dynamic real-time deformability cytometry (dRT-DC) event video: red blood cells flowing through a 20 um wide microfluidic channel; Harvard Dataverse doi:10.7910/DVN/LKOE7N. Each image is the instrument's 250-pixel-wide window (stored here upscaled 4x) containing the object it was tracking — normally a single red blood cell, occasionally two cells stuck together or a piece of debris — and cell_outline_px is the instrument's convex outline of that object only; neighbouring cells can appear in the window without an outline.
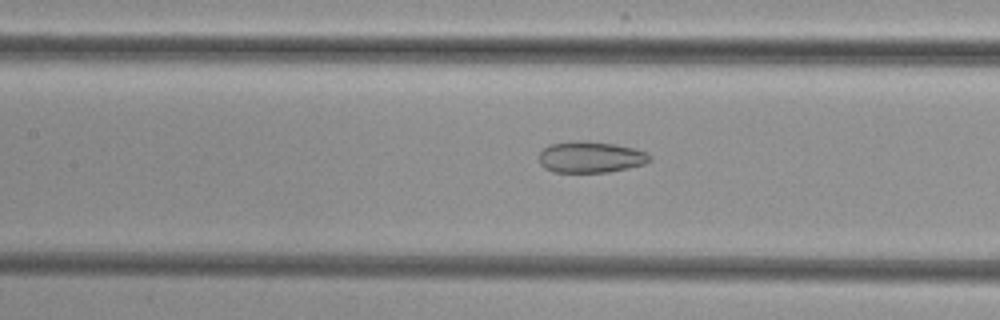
{"species": "common noctule bat (a hibernating species)", "species_latin": "Nyctalus noctula", "temperature_condition": "cold", "stored_images_in_passage": 46, "camera_frame_rate_fps": 3000, "um_per_image_px": 0.085, "animal": {"sex": "female", "body_mass_g": 29.2, "forearm_length_mm": 56.3}, "frame": {"image": 1, "passage_image": 18, "time_ms": 5.667, "image_size_px": [1000, 320], "cell_outline_px": [[652, 160], [644, 164], [628, 168], [608, 172], [552, 172], [544, 168], [540, 164], [540, 152], [548, 144], [576, 140], [588, 140], [616, 144], [632, 148], [644, 152], [652, 156]], "centroid_in_image_um": [50.18, 13.34], "position_along_channel_um": 157.2, "area_um2": 20.4}}
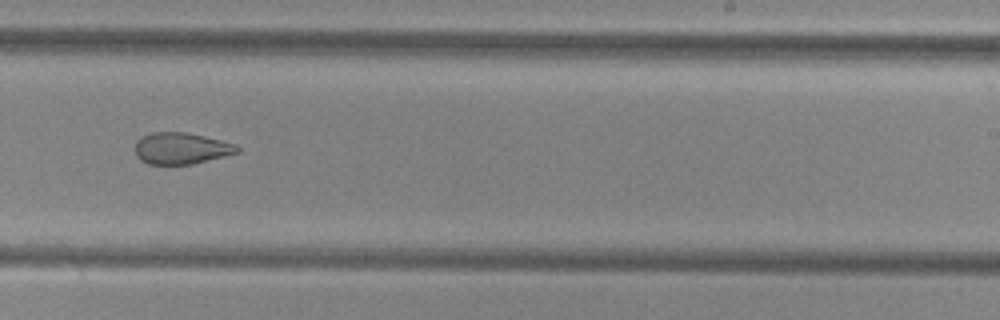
{"frame": {"image": 2, "passage_image": 27, "time_ms": 8.667, "image_size_px": [1000, 320], "cell_outline_px": [[240, 152], [192, 164], [148, 164], [140, 160], [136, 156], [136, 140], [152, 132], [184, 132], [204, 136], [236, 144], [240, 148]], "centroid_in_image_um": [15.4, 12.61], "position_along_channel_um": 273.6, "area_um2": 18.67}}
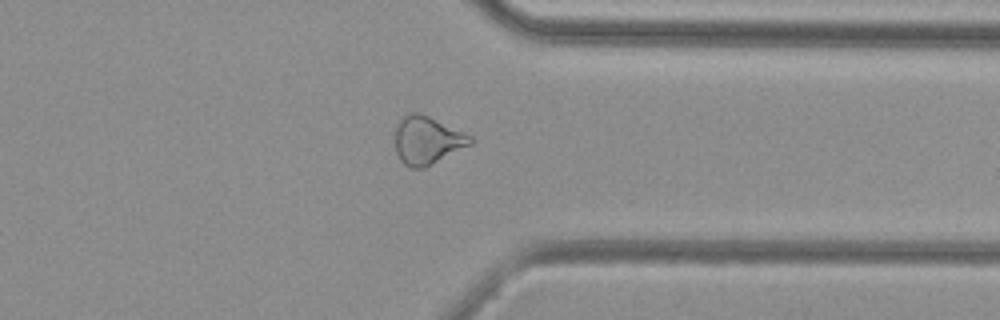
{"frame": {"image": 3, "passage_image": 35, "time_ms": 11.333, "image_size_px": [1000, 320], "cell_outline_px": [[472, 144], [424, 168], [412, 168], [404, 164], [400, 160], [396, 152], [396, 128], [400, 120], [404, 116], [412, 112], [420, 112], [472, 136]], "centroid_in_image_um": [36.31, 11.93], "position_along_channel_um": 375.1, "area_um2": 20.81}}